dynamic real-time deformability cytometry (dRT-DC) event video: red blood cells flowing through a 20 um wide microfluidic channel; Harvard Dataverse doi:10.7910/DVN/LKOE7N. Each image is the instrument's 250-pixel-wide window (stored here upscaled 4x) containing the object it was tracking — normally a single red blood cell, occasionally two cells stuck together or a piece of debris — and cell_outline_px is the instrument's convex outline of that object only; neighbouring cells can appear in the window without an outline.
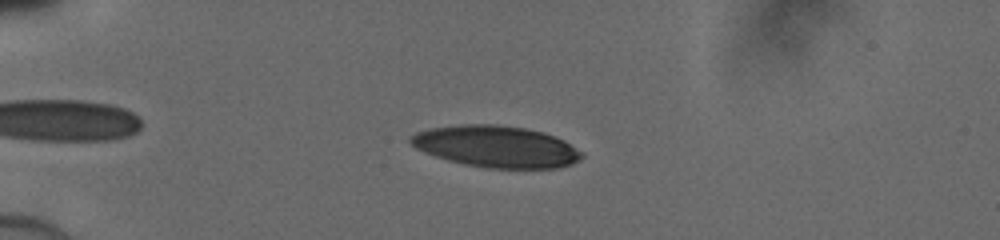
{"species": "human", "species_latin": "Homo sapiens", "temperature_condition": "cold", "stored_images_in_passage": 40, "camera_frame_rate_fps": 3000, "um_per_image_px": 0.085, "donor": {"sex": "male"}, "frame": {"image": 1, "passage_image": 9, "time_ms": 2.667, "image_size_px": [1000, 240], "cell_outline_px": [[584, 156], [572, 164], [556, 168], [488, 168], [464, 164], [448, 160], [424, 152], [416, 148], [408, 140], [408, 136], [416, 132], [428, 128], [460, 124], [496, 124], [524, 128], [556, 136], [564, 140], [584, 152]], "centroid_in_image_um": [42.17, 12.45], "position_along_channel_um": 42.8, "area_um2": 41.67}}
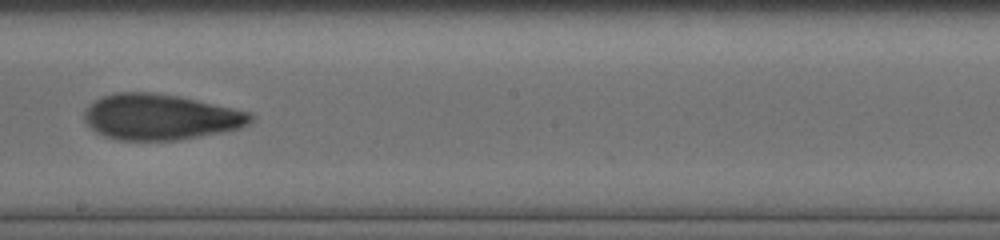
{"frame": {"image": 2, "passage_image": 26, "time_ms": 8.333, "image_size_px": [1000, 240], "cell_outline_px": [[252, 120], [248, 124], [240, 128], [180, 140], [120, 140], [104, 136], [96, 132], [84, 120], [84, 112], [88, 104], [100, 96], [116, 92], [152, 92], [180, 96], [232, 108], [248, 112], [252, 116]], "centroid_in_image_um": [13.57, 9.93], "position_along_channel_um": 234.6, "area_um2": 44.27}}
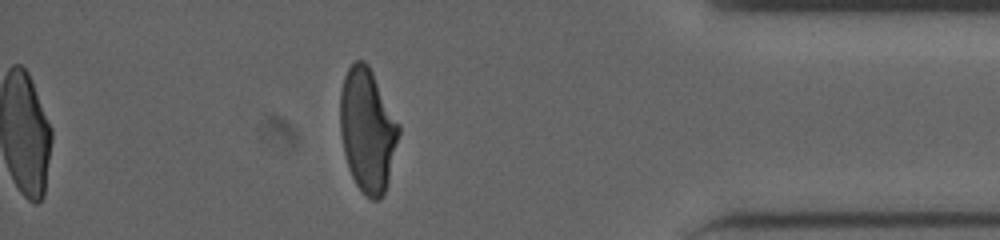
{"frame": {"image": 3, "passage_image": 40, "time_ms": 13.0, "image_size_px": [1000, 240], "cell_outline_px": [[400, 132], [388, 180], [384, 192], [380, 200], [372, 200], [356, 184], [348, 168], [344, 152], [340, 132], [340, 92], [344, 76], [348, 68], [356, 60], [364, 60], [368, 64], [400, 124]], "centroid_in_image_um": [31.23, 11.03], "position_along_channel_um": 404.0, "area_um2": 42.02}}